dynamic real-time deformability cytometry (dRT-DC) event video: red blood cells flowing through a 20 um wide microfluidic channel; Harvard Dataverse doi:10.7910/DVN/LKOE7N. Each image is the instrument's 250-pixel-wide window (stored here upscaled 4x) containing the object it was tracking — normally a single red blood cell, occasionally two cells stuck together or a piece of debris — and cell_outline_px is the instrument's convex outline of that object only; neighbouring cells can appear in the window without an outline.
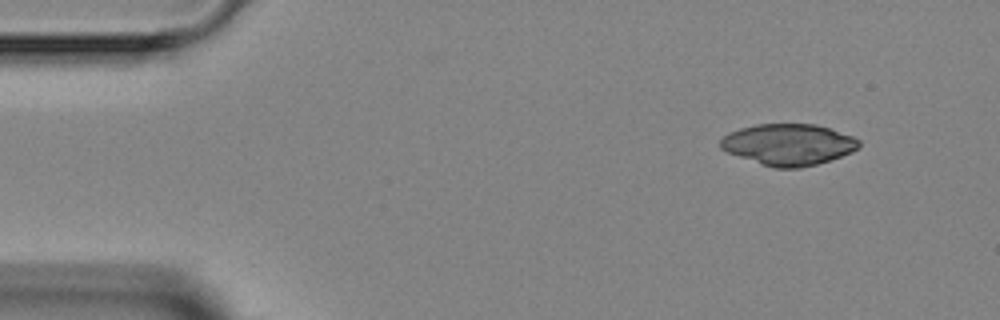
{"species": "Egyptian fruit bat (a non-hibernating species)", "species_latin": "Rousettus aegyptiacus", "temperature_condition": "room temperature", "stored_images_in_passage": 4, "segment_of_instrument_passage": [2, 2], "camera_frame_rate_fps": 3000, "um_per_image_px": 0.085, "animal": {"sex": "female"}, "frame": {"image": 1, "passage_image": 4, "time_ms": 3.333, "image_size_px": [1000, 320], "cell_outline_px": [[860, 144], [852, 152], [816, 164], [800, 168], [776, 168], [728, 152], [720, 148], [720, 140], [728, 132], [740, 128], [756, 124], [816, 124], [852, 136], [860, 140]], "centroid_in_image_um": [67.01, 12.27], "position_along_channel_um": 18.0, "area_um2": 32.89}}